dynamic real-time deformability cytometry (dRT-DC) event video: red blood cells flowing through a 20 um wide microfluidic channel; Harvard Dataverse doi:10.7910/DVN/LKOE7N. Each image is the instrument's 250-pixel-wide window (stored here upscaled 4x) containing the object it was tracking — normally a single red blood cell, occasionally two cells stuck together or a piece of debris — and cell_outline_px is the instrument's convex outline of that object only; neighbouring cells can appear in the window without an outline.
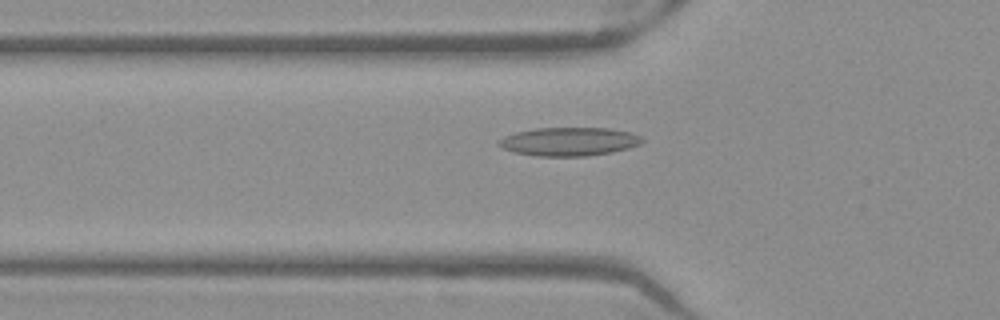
{"species": "Egyptian fruit bat (a non-hibernating species)", "species_latin": "Rousettus aegyptiacus", "temperature_condition": "warm", "stored_images_in_passage": 52, "camera_frame_rate_fps": 3000, "um_per_image_px": 0.085, "frame": {"image": 1, "passage_image": 18, "time_ms": 5.667, "image_size_px": [1000, 320], "cell_outline_px": [[644, 140], [640, 144], [628, 148], [612, 152], [584, 156], [536, 156], [516, 152], [504, 148], [496, 144], [504, 136], [516, 132], [536, 128], [608, 128], [632, 132], [640, 136]], "centroid_in_image_um": [48.39, 12.03], "position_along_channel_um": 77.4, "area_um2": 23.7}}
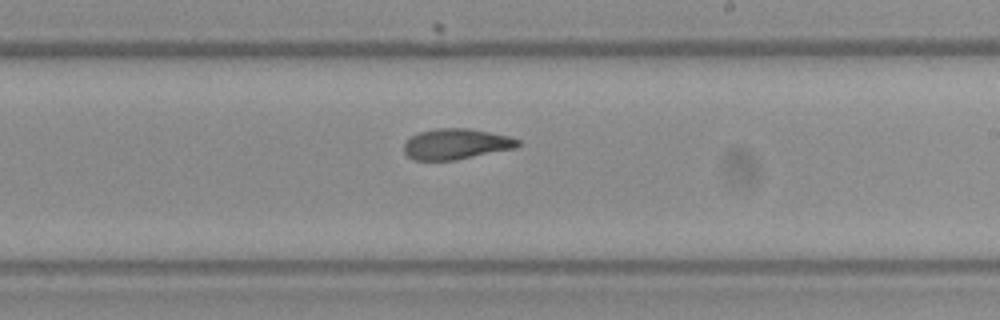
{"frame": {"image": 2, "passage_image": 31, "time_ms": 10.0, "image_size_px": [1000, 320], "cell_outline_px": [[520, 144], [516, 148], [456, 160], [412, 160], [404, 152], [404, 144], [412, 136], [420, 132], [436, 128], [468, 128], [508, 136], [520, 140]], "centroid_in_image_um": [38.77, 12.25], "position_along_channel_um": 250.2, "area_um2": 20.29}}
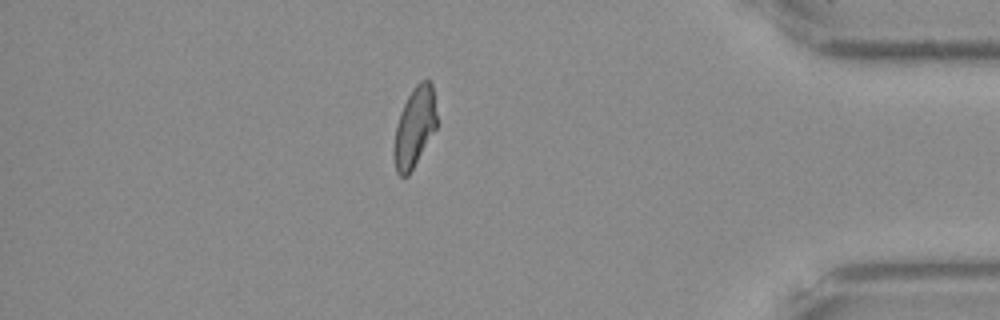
{"frame": {"image": 3, "passage_image": 45, "time_ms": 14.667, "image_size_px": [1000, 320], "cell_outline_px": [[436, 128], [408, 176], [400, 176], [396, 172], [392, 156], [392, 148], [396, 124], [400, 112], [408, 96], [416, 84], [420, 80], [428, 80], [432, 84], [436, 116]], "centroid_in_image_um": [35.19, 10.84], "position_along_channel_um": 400.0, "area_um2": 19.88}, "authors_computed_cell_mechanics": {"area_um2": 21.2704, "velocity_mm_per_s": 3.968, "shape_relaxation_time_tau1_ms": null, "shape_relaxation_time_tau2_ms": 2.0181, "deformation_change_tau1": null, "deformation_change_tau2": 0.0812}}